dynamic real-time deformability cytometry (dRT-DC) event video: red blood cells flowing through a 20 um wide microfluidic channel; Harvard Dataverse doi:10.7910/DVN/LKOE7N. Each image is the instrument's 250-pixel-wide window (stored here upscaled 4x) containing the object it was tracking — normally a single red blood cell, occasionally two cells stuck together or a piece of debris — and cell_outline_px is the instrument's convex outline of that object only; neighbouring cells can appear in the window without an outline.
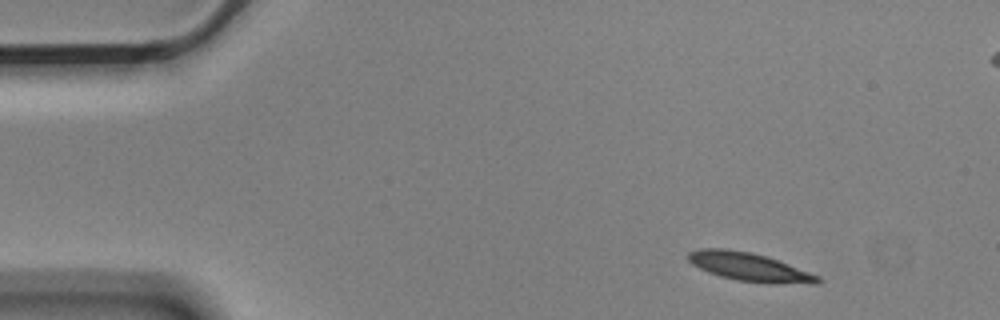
{"species": "Egyptian fruit bat (a non-hibernating species)", "species_latin": "Rousettus aegyptiacus", "temperature_condition": "cold", "stored_images_in_passage": 4, "segment_of_instrument_passage": [1, 2], "camera_frame_rate_fps": 3000, "um_per_image_px": 0.085, "animal": {"sex": "male"}, "frame": {"image": 1, "passage_image": 1, "time_ms": 0.0, "image_size_px": [1000, 320], "cell_outline_px": [[820, 280], [816, 284], [812, 284], [736, 280], [720, 276], [708, 272], [692, 264], [688, 260], [688, 252], [700, 248], [728, 248], [752, 252], [768, 256], [820, 276]], "centroid_in_image_um": [63.65, 22.65], "position_along_channel_um": 21.4, "area_um2": 21.15}}